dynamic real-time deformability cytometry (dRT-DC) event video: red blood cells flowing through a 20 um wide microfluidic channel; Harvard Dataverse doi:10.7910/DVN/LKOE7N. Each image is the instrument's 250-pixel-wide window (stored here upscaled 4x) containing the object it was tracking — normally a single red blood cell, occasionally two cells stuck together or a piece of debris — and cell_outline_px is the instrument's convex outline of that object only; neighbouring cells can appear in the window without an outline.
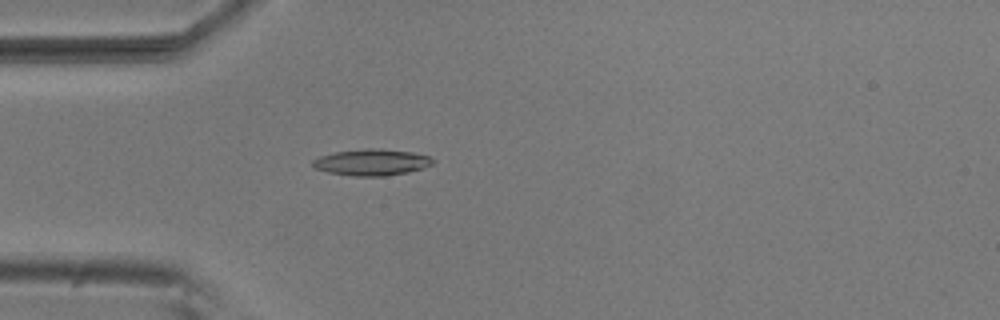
{"species": "common noctule bat (a hibernating species)", "species_latin": "Nyctalus noctula", "temperature_condition": "room temperature", "stored_images_in_passage": 4, "camera_frame_rate_fps": 3000, "um_per_image_px": 0.085, "animal": {"sex": "male", "body_mass_g": 20.5, "forearm_length_mm": 52.5}, "frame": {"image": 1, "passage_image": 4, "time_ms": 1.0, "image_size_px": [1000, 320], "cell_outline_px": [[436, 160], [432, 164], [408, 172], [384, 176], [352, 176], [328, 172], [316, 168], [312, 164], [312, 160], [320, 156], [336, 152], [364, 148], [380, 148], [412, 152], [428, 156]], "centroid_in_image_um": [31.59, 13.78], "position_along_channel_um": 53.4, "area_um2": 18.38}}